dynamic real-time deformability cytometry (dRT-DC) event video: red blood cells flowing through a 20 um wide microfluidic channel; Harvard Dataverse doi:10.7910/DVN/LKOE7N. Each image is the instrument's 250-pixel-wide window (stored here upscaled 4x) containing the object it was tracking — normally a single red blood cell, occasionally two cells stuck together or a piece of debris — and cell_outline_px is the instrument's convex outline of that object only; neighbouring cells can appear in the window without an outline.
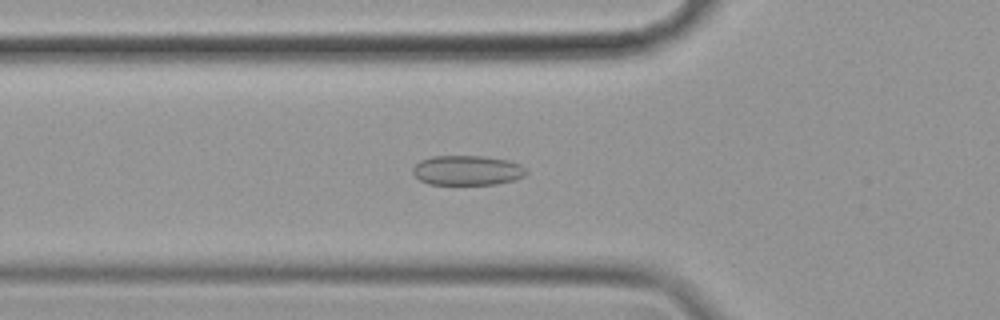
{"species": "common noctule bat (a hibernating species)", "species_latin": "Nyctalus noctula", "temperature_condition": "cold", "stored_images_in_passage": 56, "camera_frame_rate_fps": 3000, "um_per_image_px": 0.085, "animal": {"sex": "female", "body_mass_g": 19.9}, "frame": {"image": 1, "passage_image": 18, "time_ms": 5.667, "image_size_px": [1000, 320], "cell_outline_px": [[528, 172], [524, 176], [516, 180], [496, 184], [428, 184], [420, 180], [412, 172], [412, 168], [420, 160], [432, 156], [484, 156], [508, 160], [520, 164]], "centroid_in_image_um": [39.72, 14.48], "position_along_channel_um": 86.1, "area_um2": 19.77}}
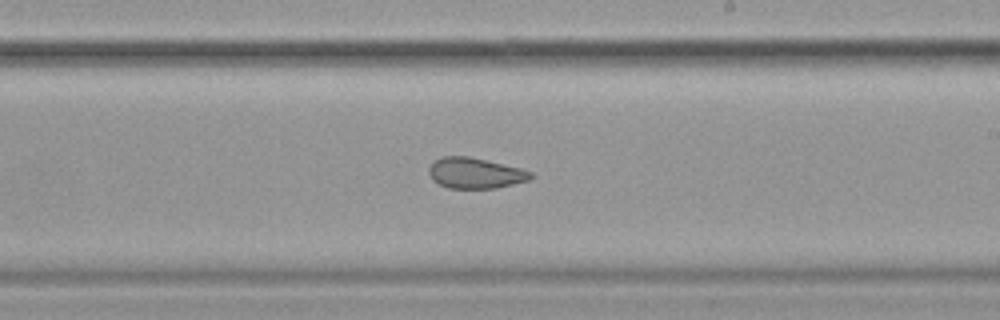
{"frame": {"image": 2, "passage_image": 32, "time_ms": 10.333, "image_size_px": [1000, 320], "cell_outline_px": [[532, 176], [528, 180], [496, 188], [448, 188], [432, 180], [428, 172], [428, 168], [432, 160], [440, 156], [468, 156], [520, 168], [532, 172]], "centroid_in_image_um": [40.32, 14.7], "position_along_channel_um": 248.7, "area_um2": 18.21}}
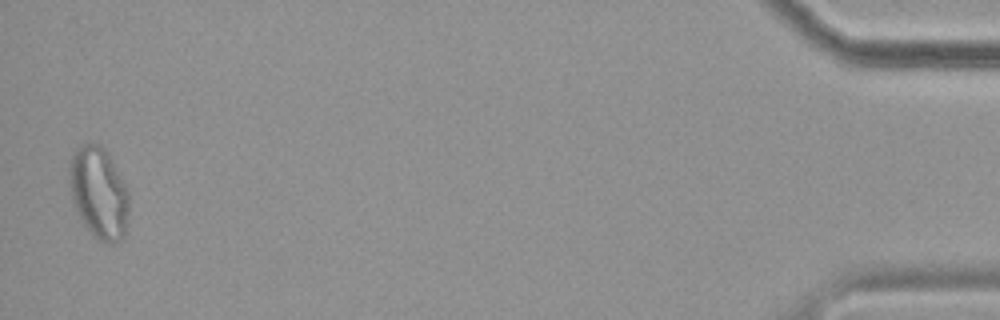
{"frame": {"image": 3, "passage_image": 55, "time_ms": 18.0, "image_size_px": [1000, 320], "cell_outline_px": [[128, 212], [124, 236], [120, 240], [112, 244], [108, 244], [92, 236], [84, 224], [72, 200], [68, 184], [68, 168], [72, 156], [76, 148], [84, 144], [100, 144], [108, 152], [128, 192]], "centroid_in_image_um": [8.37, 16.39], "position_along_channel_um": 426.8, "area_um2": 31.79}, "authors_computed_cell_mechanics": {"area_um2": 21.964, "velocity_mm_per_s": 3.4863, "shape_relaxation_time_tau1_ms": null, "shape_relaxation_time_tau2_ms": 2.5009, "deformation_change_tau1": null, "deformation_change_tau2": 0.0818}}